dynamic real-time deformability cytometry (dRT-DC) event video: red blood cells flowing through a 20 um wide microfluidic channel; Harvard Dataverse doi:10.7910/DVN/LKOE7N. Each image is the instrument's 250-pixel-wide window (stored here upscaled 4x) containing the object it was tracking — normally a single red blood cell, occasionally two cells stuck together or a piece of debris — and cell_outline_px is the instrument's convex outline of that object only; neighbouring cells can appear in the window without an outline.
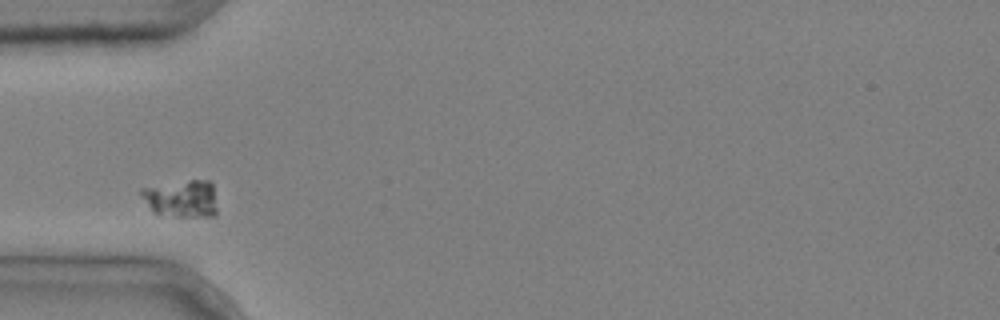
{"species": "common noctule bat (a hibernating species)", "species_latin": "Nyctalus noctula", "temperature_condition": "cold", "stored_images_in_passage": 3, "camera_frame_rate_fps": 3000, "um_per_image_px": 0.085, "animal": {"sex": "male", "body_mass_g": 20.4}, "frame": {"image": 1, "passage_image": 1, "time_ms": 0.0, "image_size_px": [1000, 320], "cell_outline_px": [[216, 216], [176, 216], [152, 212], [140, 196], [140, 188], [192, 180], [208, 180], [212, 184], [216, 208]], "centroid_in_image_um": [15.41, 16.89], "position_along_channel_um": 69.6, "area_um2": 16.36}}